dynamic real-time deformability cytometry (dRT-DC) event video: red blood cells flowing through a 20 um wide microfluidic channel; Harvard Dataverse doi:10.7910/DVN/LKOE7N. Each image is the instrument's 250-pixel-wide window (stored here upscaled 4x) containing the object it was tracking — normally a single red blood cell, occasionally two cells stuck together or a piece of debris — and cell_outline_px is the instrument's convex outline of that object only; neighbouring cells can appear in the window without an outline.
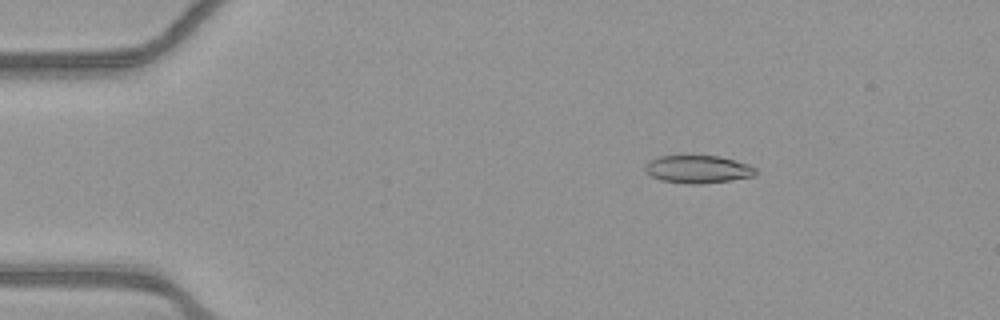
{"species": "common noctule bat (a hibernating species)", "species_latin": "Nyctalus noctula", "temperature_condition": "warm", "stored_images_in_passage": 1, "camera_frame_rate_fps": 3000, "um_per_image_px": 0.085, "animal": {"sex": "female", "body_mass_g": 21.9}, "frame": {"image": 1, "passage_image": 1, "time_ms": 0.0, "image_size_px": [1000, 320], "cell_outline_px": [[756, 172], [752, 176], [732, 180], [700, 184], [688, 184], [660, 180], [644, 172], [644, 164], [648, 160], [660, 156], [720, 156], [748, 164], [756, 168]], "centroid_in_image_um": [59.27, 14.39], "position_along_channel_um": 25.7, "area_um2": 17.98}}